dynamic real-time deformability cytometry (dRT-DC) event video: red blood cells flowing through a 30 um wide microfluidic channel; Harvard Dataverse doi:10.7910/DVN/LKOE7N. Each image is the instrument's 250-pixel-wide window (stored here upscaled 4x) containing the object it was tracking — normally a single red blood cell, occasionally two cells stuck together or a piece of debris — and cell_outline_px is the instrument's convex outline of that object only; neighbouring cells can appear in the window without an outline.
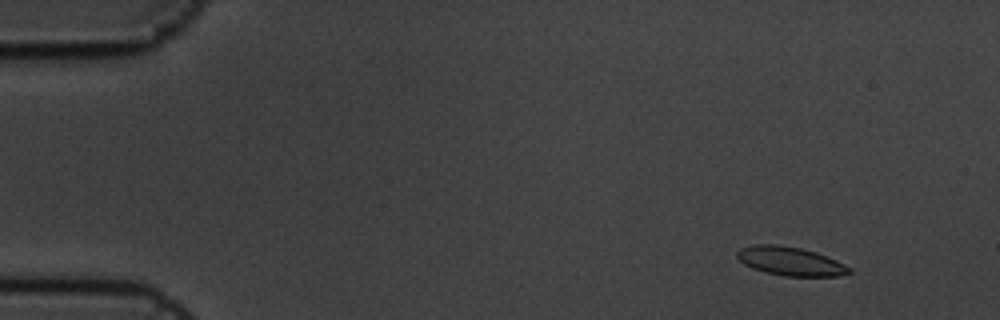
{"species": "common noctule bat (a hibernating species)", "species_latin": "Nyctalus noctula", "temperature_condition": "cold", "stored_images_in_passage": 6, "camera_frame_rate_fps": 3000, "um_per_image_px": 0.085, "animal": {"sex": "male", "body_mass_g": 19.5, "forearm_length_mm": 54.6}, "frame": {"image": 1, "passage_image": 2, "time_ms": 0.333, "image_size_px": [1000, 320], "cell_outline_px": [[852, 272], [840, 276], [784, 276], [764, 272], [752, 268], [744, 264], [736, 256], [736, 252], [740, 248], [756, 244], [776, 244], [800, 248], [816, 252], [836, 260], [852, 268]], "centroid_in_image_um": [67.18, 22.2], "position_along_channel_um": 17.8, "area_um2": 18.84}}
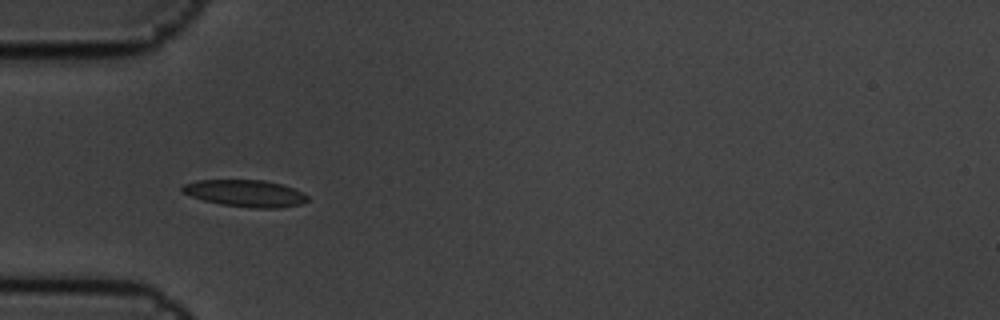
{"frame": {"image": 2, "passage_image": 5, "time_ms": 1.333, "image_size_px": [1000, 320], "cell_outline_px": [[308, 200], [300, 204], [280, 208], [252, 208], [220, 204], [204, 200], [192, 196], [184, 192], [180, 188], [184, 184], [196, 180], [264, 180], [280, 184], [304, 192], [308, 196]], "centroid_in_image_um": [20.87, 16.43], "position_along_channel_um": 64.1, "area_um2": 19.54}}
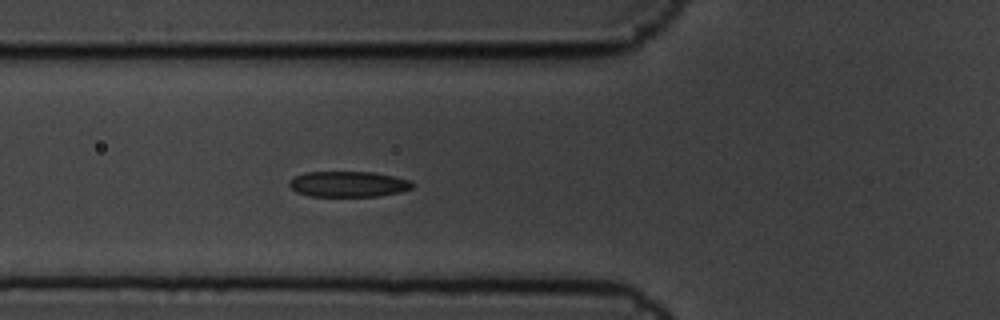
{"frame": {"image": 3, "passage_image": 6, "time_ms": 1.667, "image_size_px": [1000, 320], "cell_outline_px": [[412, 188], [400, 192], [376, 196], [308, 196], [296, 192], [288, 184], [288, 180], [304, 172], [372, 172], [412, 180]], "centroid_in_image_um": [29.57, 15.65], "position_along_channel_um": 96.2, "area_um2": 18.38}}